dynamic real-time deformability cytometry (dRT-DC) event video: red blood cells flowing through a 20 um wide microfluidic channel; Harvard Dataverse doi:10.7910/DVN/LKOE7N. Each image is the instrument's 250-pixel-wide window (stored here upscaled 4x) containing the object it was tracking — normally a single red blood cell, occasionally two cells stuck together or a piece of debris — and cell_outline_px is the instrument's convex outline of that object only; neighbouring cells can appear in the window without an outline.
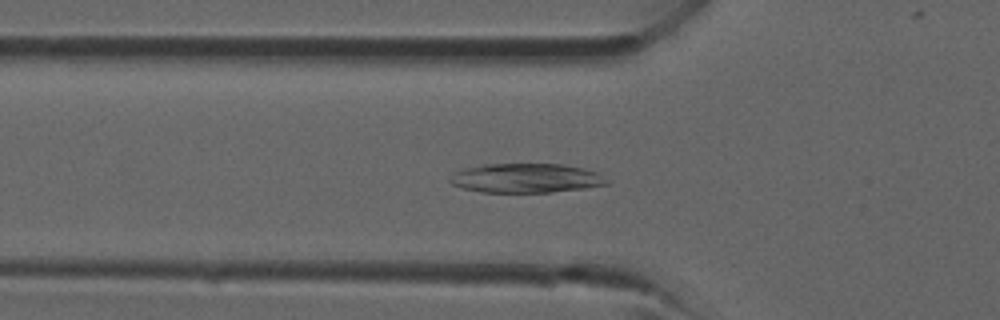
{"species": "common noctule bat (a hibernating species)", "species_latin": "Nyctalus noctula", "temperature_condition": "room temperature", "stored_images_in_passage": 27, "camera_frame_rate_fps": 3000, "um_per_image_px": 0.085, "animal": {"sex": "male", "forearm_length_mm": 52.5}, "frame": {"image": 1, "passage_image": 14, "time_ms": 4.333, "image_size_px": [1000, 320], "cell_outline_px": [[608, 184], [584, 188], [552, 192], [480, 192], [460, 188], [452, 184], [448, 180], [452, 172], [464, 168], [484, 164], [560, 164], [580, 168], [596, 172], [608, 180]], "centroid_in_image_um": [44.63, 15.14], "position_along_channel_um": 81.2, "area_um2": 26.76}}
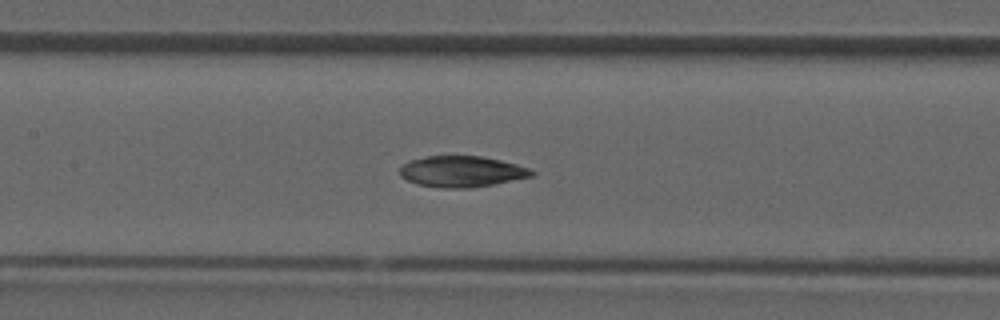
{"frame": {"image": 2, "passage_image": 19, "time_ms": 6.0, "image_size_px": [1000, 320], "cell_outline_px": [[536, 172], [532, 176], [472, 188], [444, 188], [416, 184], [400, 176], [400, 164], [408, 160], [424, 156], [480, 156], [500, 160], [516, 164], [528, 168]], "centroid_in_image_um": [39.19, 14.57], "position_along_channel_um": 168.2, "area_um2": 23.87}}
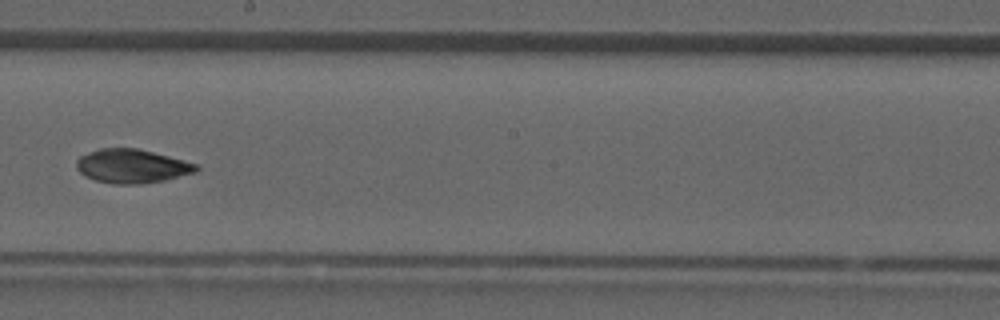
{"frame": {"image": 3, "passage_image": 23, "time_ms": 7.333, "image_size_px": [1000, 320], "cell_outline_px": [[200, 168], [196, 172], [164, 180], [140, 184], [116, 184], [96, 180], [84, 176], [76, 168], [76, 160], [80, 156], [100, 148], [136, 148], [200, 164]], "centroid_in_image_um": [11.22, 14.12], "position_along_channel_um": 237.0, "area_um2": 23.58}}